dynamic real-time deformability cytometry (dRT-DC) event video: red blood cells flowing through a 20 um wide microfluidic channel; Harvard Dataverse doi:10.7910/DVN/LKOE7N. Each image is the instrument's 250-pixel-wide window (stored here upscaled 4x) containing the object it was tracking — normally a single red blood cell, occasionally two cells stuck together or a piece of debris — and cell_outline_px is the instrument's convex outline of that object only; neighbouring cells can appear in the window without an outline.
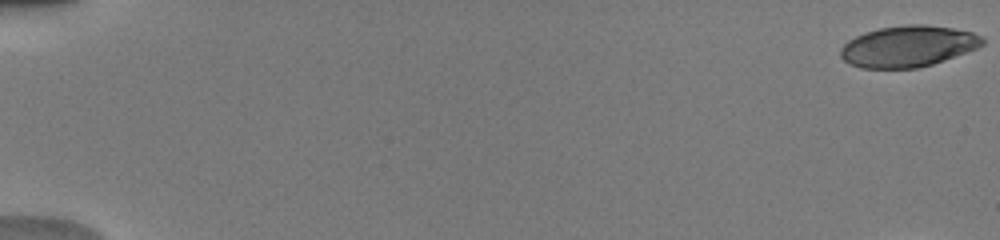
{"species": "human", "species_latin": "Homo sapiens", "temperature_condition": "warm", "stored_images_in_passage": 17, "camera_frame_rate_fps": 3000, "um_per_image_px": 0.085, "donor": {"sex": "male"}, "frame": {"image": 1, "passage_image": 1, "time_ms": 0.0, "image_size_px": [1000, 240], "cell_outline_px": [[984, 44], [976, 48], [932, 64], [916, 68], [860, 68], [848, 64], [840, 56], [840, 48], [848, 40], [864, 32], [880, 28], [904, 24], [924, 24], [952, 28], [972, 32], [984, 36]], "centroid_in_image_um": [77.15, 3.93], "position_along_channel_um": 7.8, "area_um2": 34.1}}
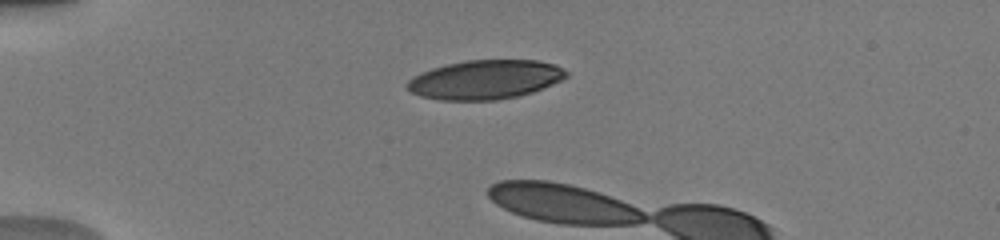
{"frame": {"image": 2, "passage_image": 15, "time_ms": 4.667, "image_size_px": [1000, 240], "cell_outline_px": [[568, 76], [552, 84], [532, 92], [516, 96], [496, 100], [440, 100], [420, 96], [412, 92], [404, 84], [412, 76], [432, 68], [448, 64], [468, 60], [536, 60], [556, 64], [564, 68], [568, 72]], "centroid_in_image_um": [41.24, 6.76], "position_along_channel_um": 43.8, "area_um2": 36.24}}